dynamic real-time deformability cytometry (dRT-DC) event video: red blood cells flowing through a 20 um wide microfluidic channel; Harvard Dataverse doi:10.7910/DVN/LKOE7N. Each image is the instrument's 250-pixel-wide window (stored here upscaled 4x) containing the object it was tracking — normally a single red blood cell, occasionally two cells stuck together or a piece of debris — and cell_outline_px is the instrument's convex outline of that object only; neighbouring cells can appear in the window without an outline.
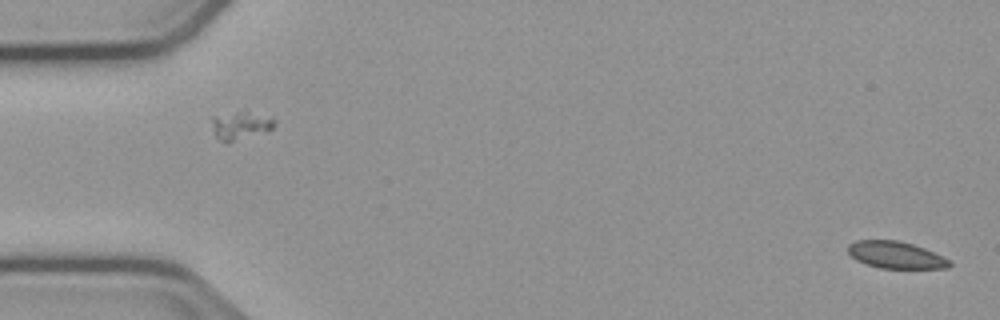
{"species": "common noctule bat (a hibernating species)", "species_latin": "Nyctalus noctula", "temperature_condition": "cold", "stored_images_in_passage": 54, "camera_frame_rate_fps": 3000, "um_per_image_px": 0.085, "animal": {"sex": "male", "body_mass_g": 23.1, "forearm_length_mm": 52.7}, "frame": {"image": 1, "passage_image": 1, "time_ms": 0.0, "image_size_px": [1000, 320], "cell_outline_px": [[952, 264], [948, 268], [880, 268], [856, 260], [848, 252], [848, 244], [856, 240], [896, 240], [912, 244], [924, 248], [948, 260]], "centroid_in_image_um": [76.1, 21.67], "position_along_channel_um": 8.9, "area_um2": 15.66}}
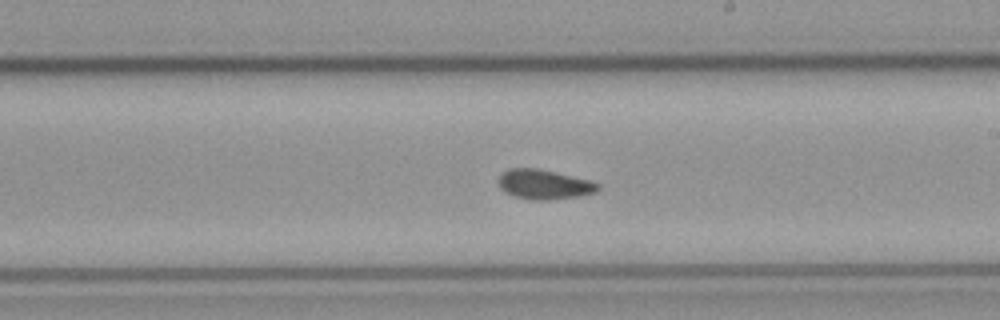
{"frame": {"image": 2, "passage_image": 31, "time_ms": 10.0, "image_size_px": [1000, 320], "cell_outline_px": [[600, 188], [596, 192], [580, 196], [548, 200], [532, 200], [516, 196], [500, 188], [496, 180], [508, 168], [536, 168], [588, 180], [600, 184]], "centroid_in_image_um": [46.24, 15.68], "position_along_channel_um": 242.8, "area_um2": 16.99}}
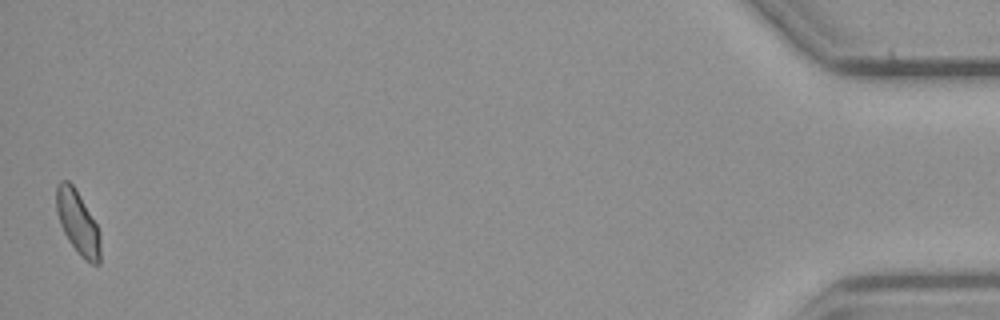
{"frame": {"image": 3, "passage_image": 54, "time_ms": 17.667, "image_size_px": [1000, 320], "cell_outline_px": [[100, 264], [92, 264], [84, 260], [80, 256], [68, 240], [60, 224], [56, 212], [56, 184], [60, 180], [68, 180], [72, 184], [96, 224], [100, 232]], "centroid_in_image_um": [6.6, 18.94], "position_along_channel_um": 428.6, "area_um2": 16.18}, "authors_computed_cell_mechanics": {"area_um2": 16.8198, "velocity_mm_per_s": 3.7326, "shape_relaxation_time_tau1_ms": 8.4438, "shape_relaxation_time_tau2_ms": 5.148, "deformation_change_tau1": 0.1092, "deformation_change_tau2": 0.0652}}